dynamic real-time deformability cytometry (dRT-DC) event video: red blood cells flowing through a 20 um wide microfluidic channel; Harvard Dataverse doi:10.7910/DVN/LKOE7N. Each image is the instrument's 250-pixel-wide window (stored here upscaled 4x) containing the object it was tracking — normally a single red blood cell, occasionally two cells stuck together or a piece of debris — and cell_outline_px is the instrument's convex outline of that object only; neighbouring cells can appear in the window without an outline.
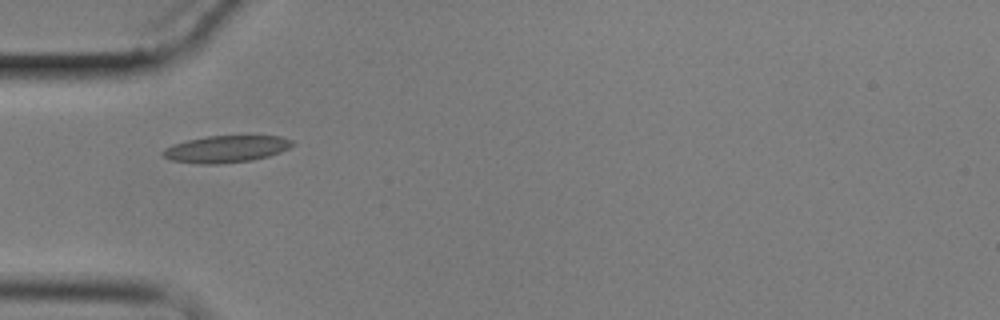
{"species": "common noctule bat (a hibernating species)", "species_latin": "Nyctalus noctula", "temperature_condition": "cold", "stored_images_in_passage": 1, "camera_frame_rate_fps": 3000, "um_per_image_px": 0.085, "animal": {"sex": "male", "body_mass_g": 17.9}, "frame": {"image": 1, "passage_image": 1, "time_ms": 0.0, "image_size_px": [1000, 320], "cell_outline_px": [[296, 144], [280, 152], [268, 156], [252, 160], [220, 164], [196, 164], [168, 160], [160, 156], [160, 152], [164, 148], [172, 144], [188, 140], [208, 136], [280, 136], [292, 140]], "centroid_in_image_um": [19.15, 12.68], "position_along_channel_um": 65.8, "area_um2": 20.58}}